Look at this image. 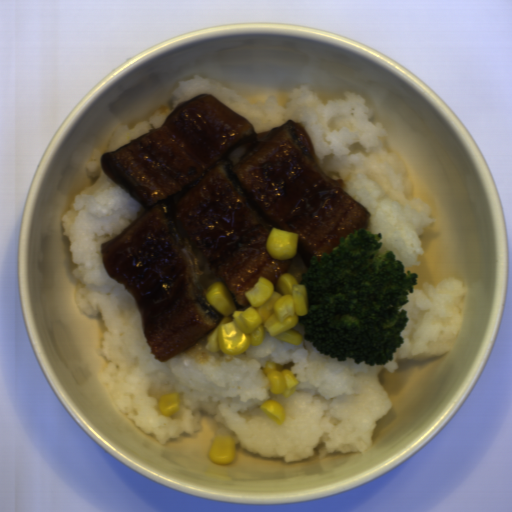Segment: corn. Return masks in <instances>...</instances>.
<instances>
[{
	"instance_id": "obj_4",
	"label": "corn",
	"mask_w": 512,
	"mask_h": 512,
	"mask_svg": "<svg viewBox=\"0 0 512 512\" xmlns=\"http://www.w3.org/2000/svg\"><path fill=\"white\" fill-rule=\"evenodd\" d=\"M235 441L228 435L216 436L212 442L208 457L214 464L228 465L233 462Z\"/></svg>"
},
{
	"instance_id": "obj_3",
	"label": "corn",
	"mask_w": 512,
	"mask_h": 512,
	"mask_svg": "<svg viewBox=\"0 0 512 512\" xmlns=\"http://www.w3.org/2000/svg\"><path fill=\"white\" fill-rule=\"evenodd\" d=\"M299 234L272 228L267 237L266 248L269 255L278 260L285 261L296 255Z\"/></svg>"
},
{
	"instance_id": "obj_6",
	"label": "corn",
	"mask_w": 512,
	"mask_h": 512,
	"mask_svg": "<svg viewBox=\"0 0 512 512\" xmlns=\"http://www.w3.org/2000/svg\"><path fill=\"white\" fill-rule=\"evenodd\" d=\"M158 409L164 417L172 416L180 410V395L179 393H168L160 398L158 402Z\"/></svg>"
},
{
	"instance_id": "obj_1",
	"label": "corn",
	"mask_w": 512,
	"mask_h": 512,
	"mask_svg": "<svg viewBox=\"0 0 512 512\" xmlns=\"http://www.w3.org/2000/svg\"><path fill=\"white\" fill-rule=\"evenodd\" d=\"M244 295L250 307L237 310L226 284L216 282L207 289V301L224 317L206 336L207 352L221 351L228 356L242 354L250 346H260L266 333L294 346L300 344L303 336L293 329L300 316L309 312L305 286L285 273L274 289L271 281L260 276Z\"/></svg>"
},
{
	"instance_id": "obj_5",
	"label": "corn",
	"mask_w": 512,
	"mask_h": 512,
	"mask_svg": "<svg viewBox=\"0 0 512 512\" xmlns=\"http://www.w3.org/2000/svg\"><path fill=\"white\" fill-rule=\"evenodd\" d=\"M259 409L264 416L277 426H281L286 419L285 410L278 401L267 399Z\"/></svg>"
},
{
	"instance_id": "obj_2",
	"label": "corn",
	"mask_w": 512,
	"mask_h": 512,
	"mask_svg": "<svg viewBox=\"0 0 512 512\" xmlns=\"http://www.w3.org/2000/svg\"><path fill=\"white\" fill-rule=\"evenodd\" d=\"M263 374L269 381V391L285 398L293 395L300 383L291 371L272 360L265 363Z\"/></svg>"
}]
</instances>
